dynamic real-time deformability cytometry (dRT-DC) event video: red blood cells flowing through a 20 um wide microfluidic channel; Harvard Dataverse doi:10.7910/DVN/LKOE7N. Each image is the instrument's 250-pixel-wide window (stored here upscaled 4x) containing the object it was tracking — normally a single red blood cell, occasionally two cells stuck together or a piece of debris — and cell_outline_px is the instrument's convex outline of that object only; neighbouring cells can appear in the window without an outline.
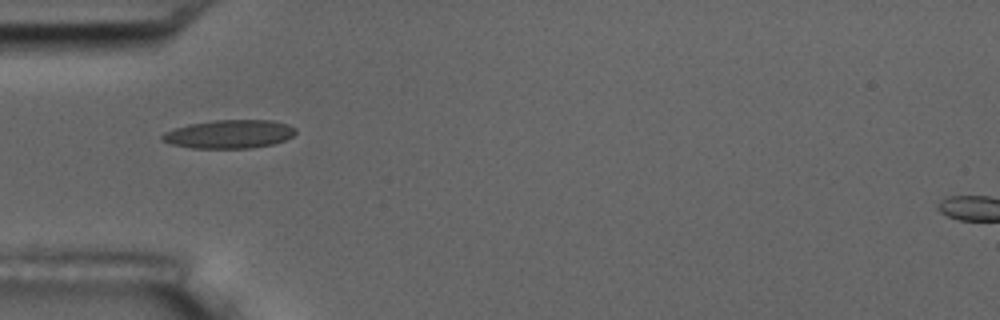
{"species": "common noctule bat (a hibernating species)", "species_latin": "Nyctalus noctula", "temperature_condition": "room temperature", "stored_images_in_passage": 7, "camera_frame_rate_fps": 3000, "um_per_image_px": 0.085, "animal": {"sex": "male", "body_mass_g": 17.5, "forearm_length_mm": 52.3}, "frame": {"image": 1, "passage_image": 1, "time_ms": 0.0, "image_size_px": [1000, 320], "cell_outline_px": [[296, 132], [292, 136], [284, 140], [272, 144], [252, 148], [192, 148], [172, 144], [160, 140], [160, 136], [164, 132], [188, 124], [212, 120], [272, 120], [288, 124], [296, 128]], "centroid_in_image_um": [19.48, 11.39], "position_along_channel_um": 65.5, "area_um2": 22.2}}
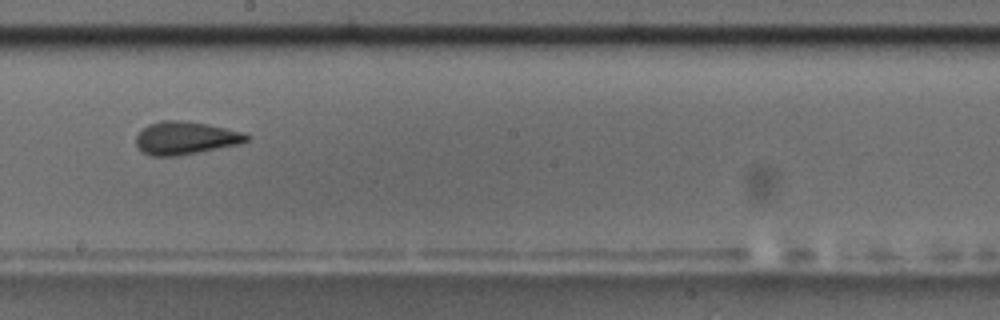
{"frame": {"image": 2, "passage_image": 5, "time_ms": 1.333, "image_size_px": [1000, 320], "cell_outline_px": [[252, 136], [248, 140], [240, 144], [176, 156], [152, 156], [140, 152], [136, 144], [136, 136], [148, 124], [160, 120], [180, 120], [208, 124], [240, 132]], "centroid_in_image_um": [15.73, 11.73], "position_along_channel_um": 232.5, "area_um2": 21.15}}
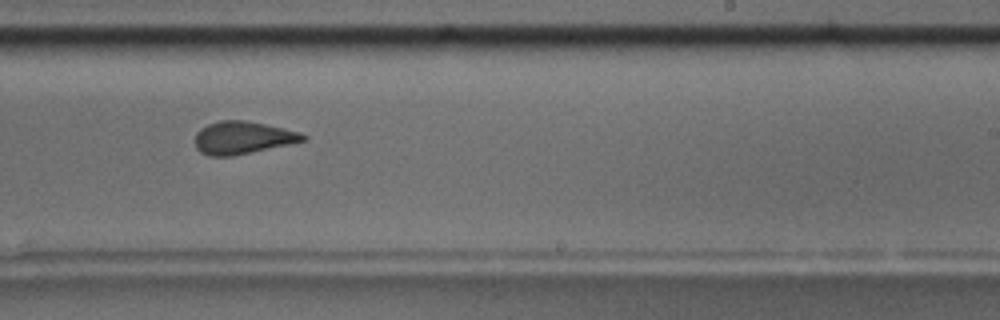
{"frame": {"image": 3, "passage_image": 6, "time_ms": 1.667, "image_size_px": [1000, 320], "cell_outline_px": [[308, 136], [304, 140], [288, 144], [252, 152], [232, 156], [208, 156], [200, 152], [196, 148], [196, 132], [200, 128], [208, 124], [220, 120], [244, 120], [264, 124], [300, 132]], "centroid_in_image_um": [20.59, 11.7], "position_along_channel_um": 268.4, "area_um2": 20.35}}